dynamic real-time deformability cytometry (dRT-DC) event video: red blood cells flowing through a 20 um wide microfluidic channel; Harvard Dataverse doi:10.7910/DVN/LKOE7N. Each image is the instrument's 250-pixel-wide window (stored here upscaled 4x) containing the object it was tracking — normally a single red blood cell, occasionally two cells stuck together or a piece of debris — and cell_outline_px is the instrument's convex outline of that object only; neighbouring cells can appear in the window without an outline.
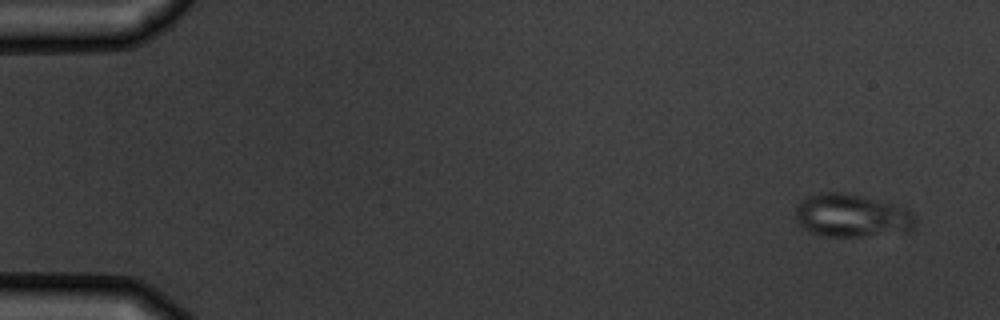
{"species": "common noctule bat (a hibernating species)", "species_latin": "Nyctalus noctula", "temperature_condition": "warm", "stored_images_in_passage": 4, "camera_frame_rate_fps": 3000, "um_per_image_px": 0.085, "animal": {"sex": "male", "body_mass_g": 19.5, "forearm_length_mm": 54.6}, "frame": {"image": 1, "passage_image": 1, "time_ms": 0.0, "image_size_px": [1000, 320], "cell_outline_px": [[916, 224], [908, 232], [860, 236], [820, 236], [804, 228], [792, 216], [796, 204], [800, 200], [808, 196], [820, 192], [844, 192], [884, 200], [896, 204], [912, 212], [916, 216]], "centroid_in_image_um": [72.38, 18.31], "position_along_channel_um": 12.6, "area_um2": 30.75}}